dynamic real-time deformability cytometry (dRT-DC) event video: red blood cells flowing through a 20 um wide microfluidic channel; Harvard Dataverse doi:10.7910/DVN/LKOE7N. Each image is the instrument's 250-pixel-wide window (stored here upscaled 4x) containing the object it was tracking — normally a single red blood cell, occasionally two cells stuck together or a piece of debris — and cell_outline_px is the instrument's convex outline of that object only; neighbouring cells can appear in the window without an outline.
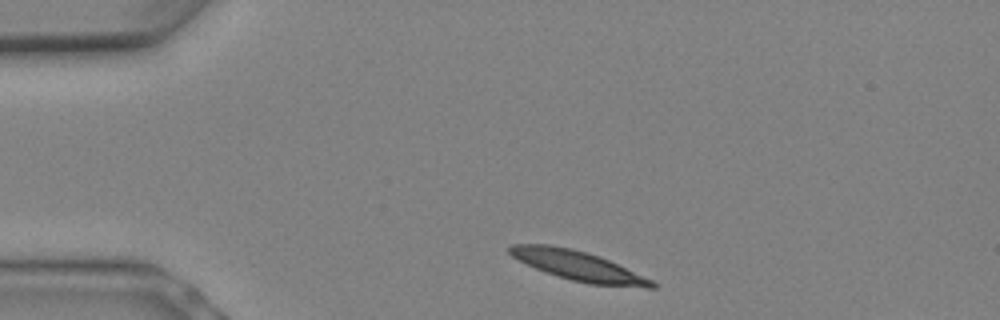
{"species": "Egyptian fruit bat (a non-hibernating species)", "species_latin": "Rousettus aegyptiacus", "temperature_condition": "warm", "stored_images_in_passage": 3, "camera_frame_rate_fps": 3000, "um_per_image_px": 0.085, "animal": {"sex": "female"}, "frame": {"image": 1, "passage_image": 1, "time_ms": 0.0, "image_size_px": [1000, 320], "cell_outline_px": [[656, 288], [648, 288], [588, 284], [572, 280], [536, 268], [512, 256], [508, 252], [508, 244], [548, 244], [572, 248], [608, 260], [652, 280], [656, 284]], "centroid_in_image_um": [49.13, 22.59], "position_along_channel_um": 35.9, "area_um2": 24.04}}